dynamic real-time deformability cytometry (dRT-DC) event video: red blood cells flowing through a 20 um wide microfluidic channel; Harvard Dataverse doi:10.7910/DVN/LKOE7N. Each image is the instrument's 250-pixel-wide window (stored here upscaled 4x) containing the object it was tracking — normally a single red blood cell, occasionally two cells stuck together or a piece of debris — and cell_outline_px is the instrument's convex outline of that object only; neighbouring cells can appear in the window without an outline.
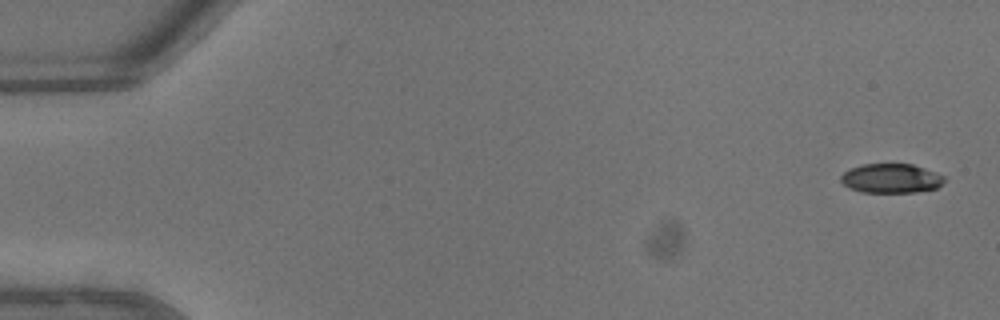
{"species": "common noctule bat (a hibernating species)", "species_latin": "Nyctalus noctula", "temperature_condition": "warm", "stored_images_in_passage": 45, "camera_frame_rate_fps": 3000, "um_per_image_px": 0.085, "animal": {"sex": "male", "body_mass_g": 13.3}, "frame": {"image": 1, "passage_image": 1, "time_ms": 0.0, "image_size_px": [1000, 320], "cell_outline_px": [[944, 180], [936, 188], [916, 192], [864, 192], [852, 188], [844, 184], [840, 180], [840, 176], [844, 172], [852, 168], [864, 164], [912, 164], [936, 172], [944, 176]], "centroid_in_image_um": [75.75, 15.15], "position_along_channel_um": 9.2, "area_um2": 17.4}}
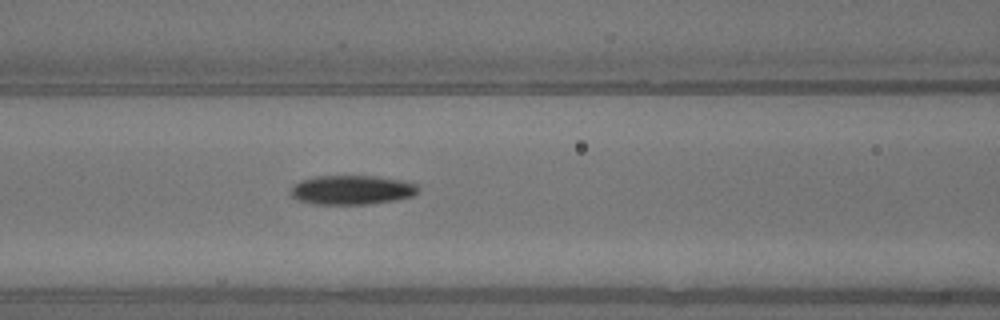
{"frame": {"image": 2, "passage_image": 19, "time_ms": 6.0, "image_size_px": [1000, 320], "cell_outline_px": [[416, 192], [412, 196], [396, 200], [368, 204], [312, 204], [296, 200], [288, 192], [292, 184], [300, 180], [316, 176], [376, 176], [400, 180], [416, 184]], "centroid_in_image_um": [29.8, 16.14], "position_along_channel_um": 136.8, "area_um2": 21.85}}
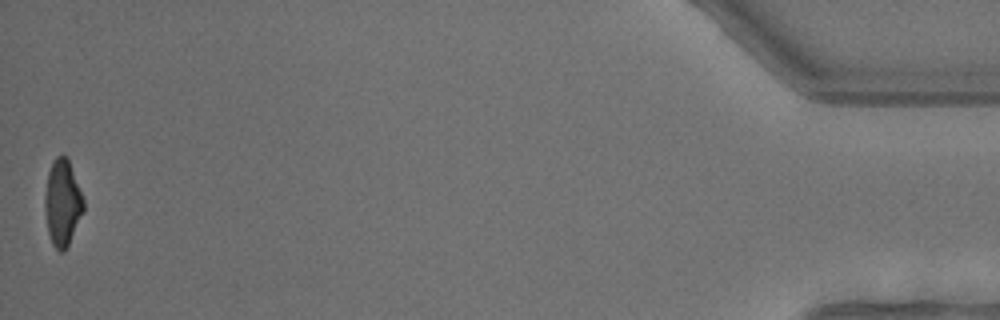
{"frame": {"image": 3, "passage_image": 44, "time_ms": 14.333, "image_size_px": [1000, 320], "cell_outline_px": [[84, 208], [68, 248], [64, 252], [60, 252], [52, 244], [48, 232], [44, 208], [44, 196], [48, 172], [56, 156], [68, 156], [84, 200]], "centroid_in_image_um": [5.3, 17.26], "position_along_channel_um": 429.9, "area_um2": 19.54}}